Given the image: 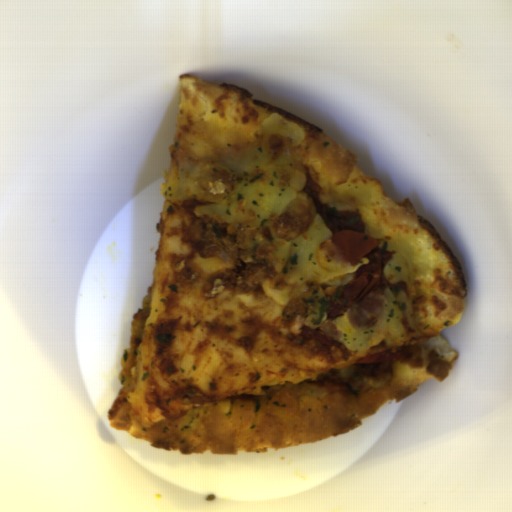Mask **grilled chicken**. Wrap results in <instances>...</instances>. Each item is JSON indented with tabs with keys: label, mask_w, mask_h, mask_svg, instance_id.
<instances>
[{
	"label": "grilled chicken",
	"mask_w": 512,
	"mask_h": 512,
	"mask_svg": "<svg viewBox=\"0 0 512 512\" xmlns=\"http://www.w3.org/2000/svg\"><path fill=\"white\" fill-rule=\"evenodd\" d=\"M307 312L308 306L304 300L294 296L284 307V320H291L295 316L307 314Z\"/></svg>",
	"instance_id": "7e0887df"
},
{
	"label": "grilled chicken",
	"mask_w": 512,
	"mask_h": 512,
	"mask_svg": "<svg viewBox=\"0 0 512 512\" xmlns=\"http://www.w3.org/2000/svg\"><path fill=\"white\" fill-rule=\"evenodd\" d=\"M189 234L203 259L215 258L228 265L221 280L234 293L253 294L264 280L276 274L269 259L271 247L247 245L240 229L228 226L215 215L197 216Z\"/></svg>",
	"instance_id": "277b20a1"
},
{
	"label": "grilled chicken",
	"mask_w": 512,
	"mask_h": 512,
	"mask_svg": "<svg viewBox=\"0 0 512 512\" xmlns=\"http://www.w3.org/2000/svg\"><path fill=\"white\" fill-rule=\"evenodd\" d=\"M315 220L313 204L299 202L289 206L277 217H273L272 226L277 235L283 239H294L306 230Z\"/></svg>",
	"instance_id": "a9712176"
}]
</instances>
